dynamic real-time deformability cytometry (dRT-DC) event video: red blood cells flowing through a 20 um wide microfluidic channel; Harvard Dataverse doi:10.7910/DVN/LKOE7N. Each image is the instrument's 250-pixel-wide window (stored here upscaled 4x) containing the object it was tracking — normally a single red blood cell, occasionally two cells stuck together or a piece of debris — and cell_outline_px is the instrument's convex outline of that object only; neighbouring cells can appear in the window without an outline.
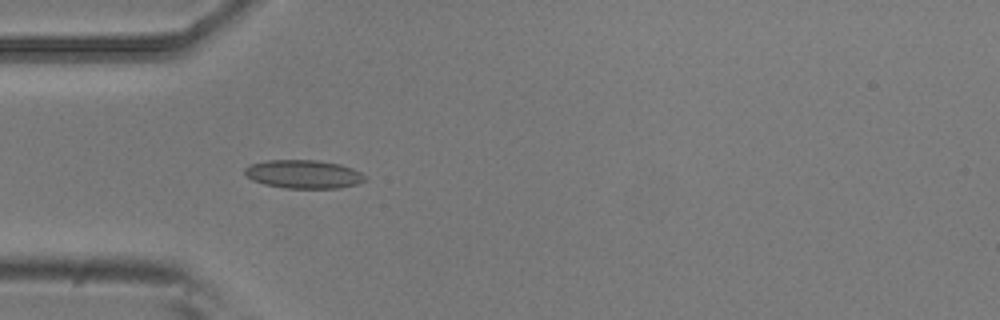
{"species": "common noctule bat (a hibernating species)", "species_latin": "Nyctalus noctula", "temperature_condition": "room temperature", "stored_images_in_passage": 4, "camera_frame_rate_fps": 3000, "um_per_image_px": 0.085, "animal": {"sex": "male", "body_mass_g": 20.5, "forearm_length_mm": 52.5}, "frame": {"image": 1, "passage_image": 4, "time_ms": 1.0, "image_size_px": [1000, 320], "cell_outline_px": [[368, 180], [360, 184], [340, 188], [284, 188], [264, 184], [252, 180], [244, 172], [244, 168], [252, 164], [268, 160], [316, 160], [340, 164], [352, 168], [368, 176]], "centroid_in_image_um": [25.87, 14.81], "position_along_channel_um": 59.1, "area_um2": 20.11}}